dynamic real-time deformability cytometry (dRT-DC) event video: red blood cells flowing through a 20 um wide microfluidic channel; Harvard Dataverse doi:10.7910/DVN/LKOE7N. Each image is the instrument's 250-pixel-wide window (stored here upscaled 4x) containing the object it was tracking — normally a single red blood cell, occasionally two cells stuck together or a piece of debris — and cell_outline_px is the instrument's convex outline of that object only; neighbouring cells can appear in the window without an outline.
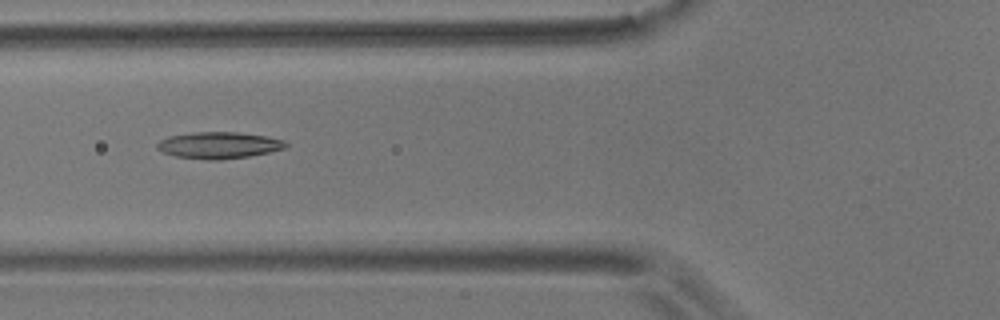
{"species": "common noctule bat (a hibernating species)", "species_latin": "Nyctalus noctula", "temperature_condition": "room temperature", "stored_images_in_passage": 6, "camera_frame_rate_fps": 3000, "um_per_image_px": 0.085, "animal": {"sex": "male", "body_mass_g": 17.9}, "frame": {"image": 1, "passage_image": 5, "time_ms": 1.333, "image_size_px": [1000, 320], "cell_outline_px": [[288, 144], [284, 148], [268, 152], [248, 156], [220, 160], [208, 160], [176, 156], [164, 152], [156, 148], [156, 144], [160, 140], [168, 136], [192, 132], [236, 132], [268, 136], [284, 140]], "centroid_in_image_um": [18.59, 12.33], "position_along_channel_um": 107.2, "area_um2": 19.88}}
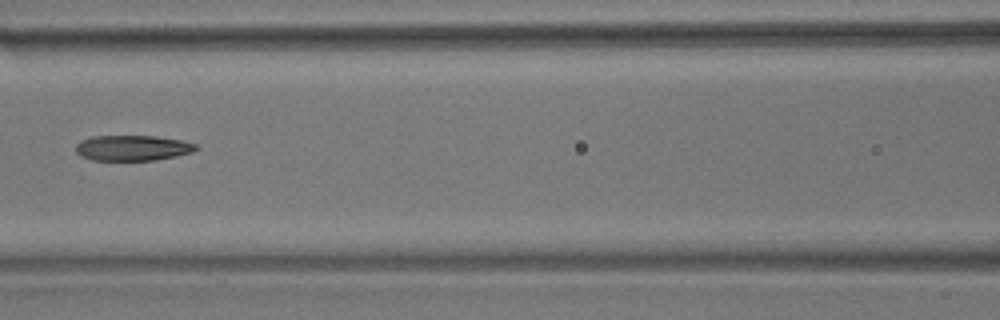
{"frame": {"image": 2, "passage_image": 6, "time_ms": 1.667, "image_size_px": [1000, 320], "cell_outline_px": [[200, 148], [192, 152], [176, 156], [156, 160], [92, 160], [80, 156], [76, 152], [76, 144], [80, 140], [92, 136], [156, 136], [184, 140], [196, 144]], "centroid_in_image_um": [11.28, 12.57], "position_along_channel_um": 155.3, "area_um2": 18.03}}